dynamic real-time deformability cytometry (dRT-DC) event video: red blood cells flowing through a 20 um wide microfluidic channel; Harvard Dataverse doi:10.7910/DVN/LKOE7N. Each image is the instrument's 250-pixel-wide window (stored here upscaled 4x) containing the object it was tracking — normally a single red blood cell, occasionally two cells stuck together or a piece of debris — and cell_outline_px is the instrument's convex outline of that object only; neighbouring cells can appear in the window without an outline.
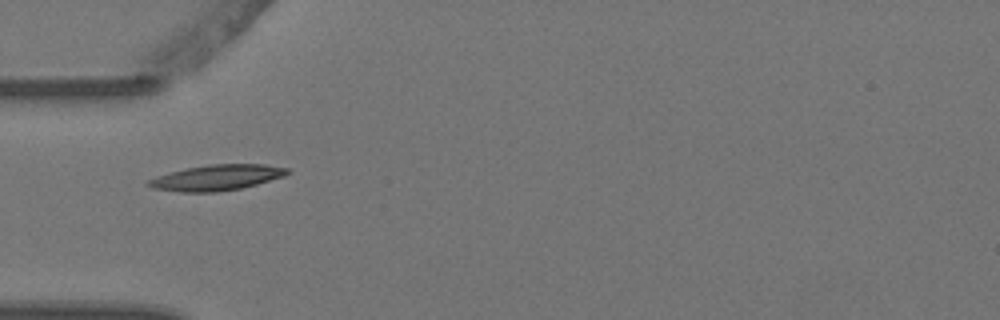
{"species": "Egyptian fruit bat (a non-hibernating species)", "species_latin": "Rousettus aegyptiacus", "temperature_condition": "warm", "stored_images_in_passage": 8, "camera_frame_rate_fps": 3000, "um_per_image_px": 0.085, "animal": {"sex": "female"}, "frame": {"image": 1, "passage_image": 6, "time_ms": 1.667, "image_size_px": [1000, 320], "cell_outline_px": [[292, 172], [284, 176], [256, 184], [240, 188], [216, 192], [180, 192], [152, 188], [144, 184], [148, 180], [156, 176], [188, 168], [208, 164], [264, 164], [288, 168]], "centroid_in_image_um": [18.41, 15.09], "position_along_channel_um": 66.6, "area_um2": 20.69}}
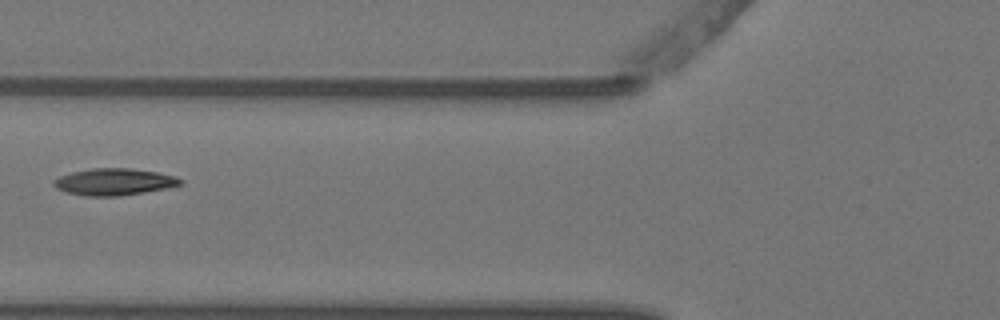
{"frame": {"image": 2, "passage_image": 7, "time_ms": 2.0, "image_size_px": [1000, 320], "cell_outline_px": [[184, 184], [168, 188], [144, 192], [116, 196], [88, 196], [68, 192], [56, 188], [52, 184], [52, 180], [60, 176], [72, 172], [92, 168], [132, 168], [156, 172], [176, 176], [184, 180]], "centroid_in_image_um": [9.73, 15.45], "position_along_channel_um": 116.1, "area_um2": 19.83}}
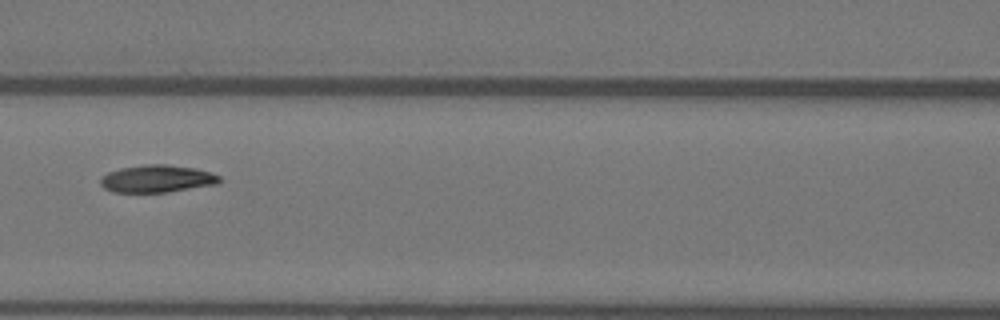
{"frame": {"image": 3, "passage_image": 8, "time_ms": 2.333, "image_size_px": [1000, 320], "cell_outline_px": [[220, 180], [216, 184], [168, 192], [112, 192], [104, 188], [100, 184], [100, 180], [108, 172], [120, 168], [144, 164], [168, 164], [196, 168], [212, 172], [220, 176]], "centroid_in_image_um": [13.35, 15.18], "position_along_channel_um": 153.2, "area_um2": 19.07}}